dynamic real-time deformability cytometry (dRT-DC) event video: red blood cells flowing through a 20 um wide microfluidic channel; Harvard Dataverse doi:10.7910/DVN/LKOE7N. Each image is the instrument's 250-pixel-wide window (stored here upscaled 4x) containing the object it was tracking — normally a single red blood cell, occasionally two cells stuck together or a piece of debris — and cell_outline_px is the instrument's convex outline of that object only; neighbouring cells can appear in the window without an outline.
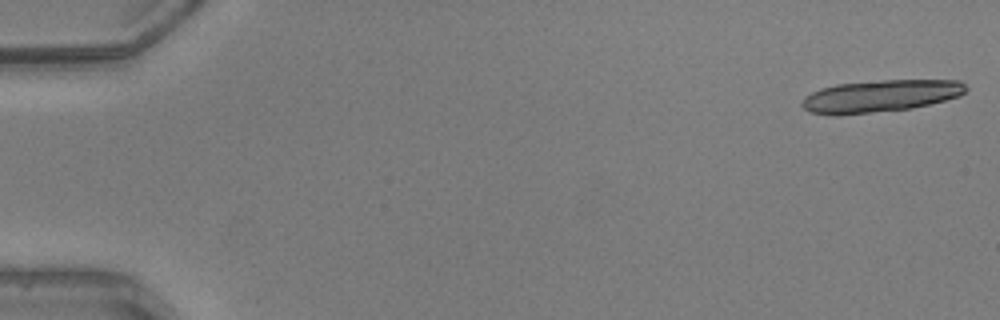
{"species": "common noctule bat (a hibernating species)", "species_latin": "Nyctalus noctula", "temperature_condition": "warm", "stored_images_in_passage": 18, "camera_frame_rate_fps": 3000, "um_per_image_px": 0.085, "animal": {"sex": "male", "body_mass_g": 20.5, "forearm_length_mm": 52.5}, "frame": {"image": 1, "passage_image": 1, "time_ms": 0.0, "image_size_px": [1000, 320], "cell_outline_px": [[968, 88], [960, 96], [912, 108], [836, 116], [812, 112], [804, 108], [800, 104], [804, 96], [820, 88], [836, 84], [880, 80], [960, 80]], "centroid_in_image_um": [74.8, 8.16], "position_along_channel_um": 10.2, "area_um2": 30.75}}